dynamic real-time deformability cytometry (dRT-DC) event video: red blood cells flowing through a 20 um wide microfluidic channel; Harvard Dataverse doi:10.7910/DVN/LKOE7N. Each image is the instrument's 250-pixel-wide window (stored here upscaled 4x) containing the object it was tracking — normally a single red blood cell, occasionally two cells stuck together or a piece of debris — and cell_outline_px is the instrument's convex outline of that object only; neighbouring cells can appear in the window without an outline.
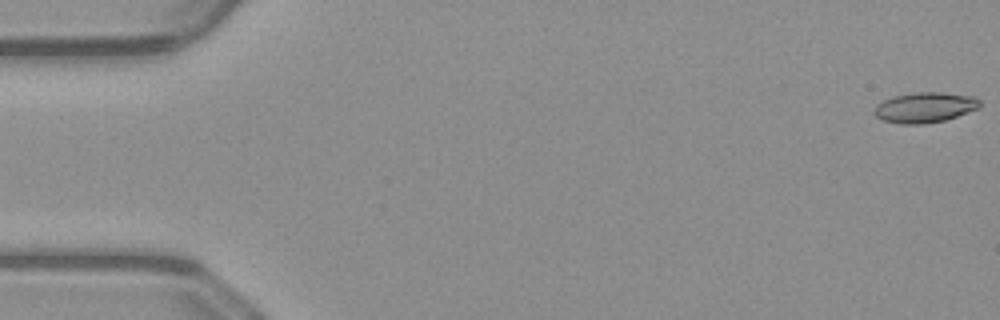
{"species": "common noctule bat (a hibernating species)", "species_latin": "Nyctalus noctula", "temperature_condition": "warm", "stored_images_in_passage": 51, "camera_frame_rate_fps": 3000, "um_per_image_px": 0.085, "animal": {"sex": "male", "body_mass_g": 23.1, "forearm_length_mm": 52.7}, "frame": {"image": 1, "passage_image": 1, "time_ms": 0.0, "image_size_px": [1000, 320], "cell_outline_px": [[980, 108], [944, 120], [924, 124], [900, 124], [884, 120], [876, 116], [872, 112], [876, 104], [892, 96], [912, 92], [940, 92], [972, 96], [980, 100]], "centroid_in_image_um": [78.58, 9.12], "position_along_channel_um": 6.4, "area_um2": 18.73}}
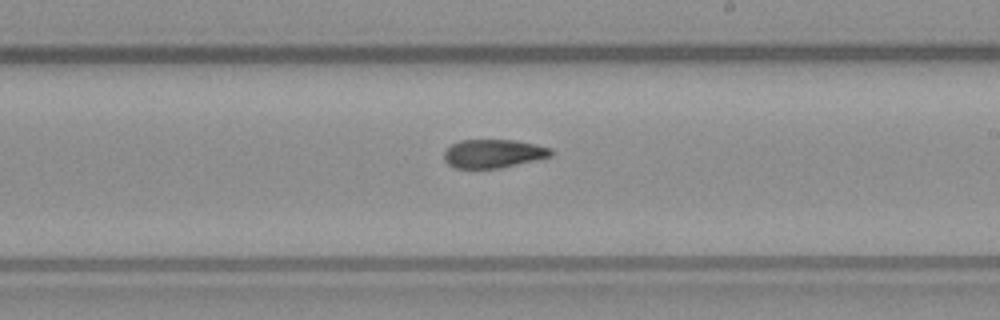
{"frame": {"image": 2, "passage_image": 30, "time_ms": 9.667, "image_size_px": [1000, 320], "cell_outline_px": [[552, 156], [500, 168], [456, 168], [448, 164], [444, 160], [444, 152], [452, 144], [460, 140], [512, 140], [552, 148]], "centroid_in_image_um": [41.91, 13.06], "position_along_channel_um": 247.1, "area_um2": 17.57}}
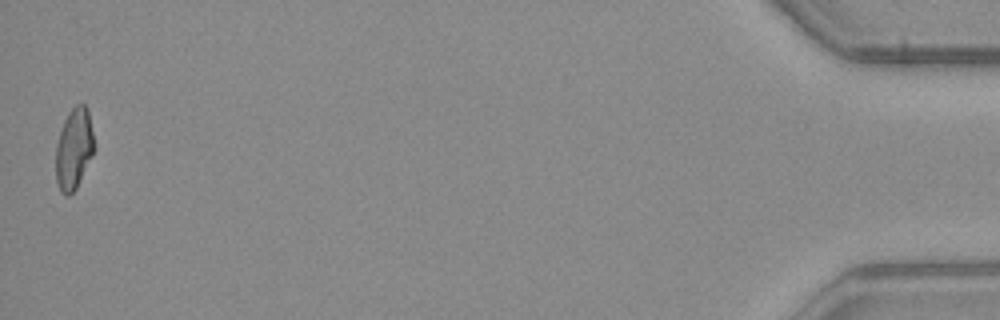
{"frame": {"image": 3, "passage_image": 51, "time_ms": 16.667, "image_size_px": [1000, 320], "cell_outline_px": [[96, 148], [76, 188], [68, 196], [64, 196], [60, 192], [56, 180], [56, 144], [64, 120], [68, 112], [76, 104], [84, 104], [88, 108]], "centroid_in_image_um": [6.29, 12.64], "position_along_channel_um": 428.9, "area_um2": 18.32}, "authors_computed_cell_mechanics": {"area_um2": 18.7272, "velocity_mm_per_s": 4.0692, "shape_relaxation_time_tau1_ms": 9.8737, "shape_relaxation_time_tau2_ms": 4.3964, "deformation_change_tau1": 0.2432, "deformation_change_tau2": 0.1112}}